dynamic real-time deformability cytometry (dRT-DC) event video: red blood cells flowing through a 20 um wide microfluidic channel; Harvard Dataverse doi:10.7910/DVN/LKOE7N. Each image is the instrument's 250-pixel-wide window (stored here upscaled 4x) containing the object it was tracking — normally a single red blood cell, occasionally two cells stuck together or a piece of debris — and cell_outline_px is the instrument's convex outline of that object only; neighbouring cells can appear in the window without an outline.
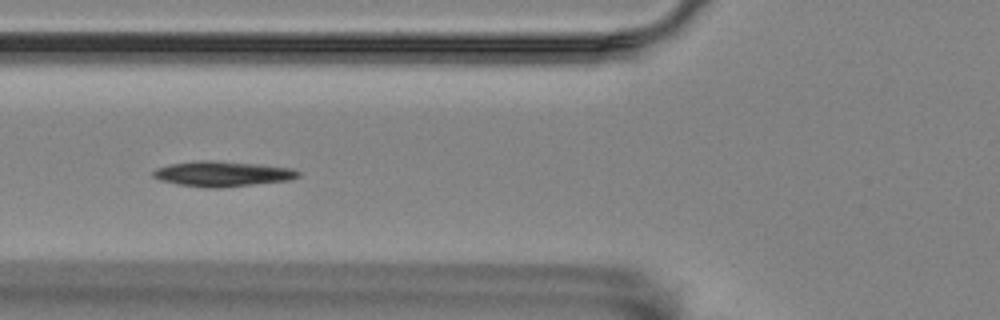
{"species": "Egyptian fruit bat (a non-hibernating species)", "species_latin": "Rousettus aegyptiacus", "temperature_condition": "room temperature", "stored_images_in_passage": 6, "camera_frame_rate_fps": 3000, "um_per_image_px": 0.085, "animal": {"sex": "female"}, "frame": {"image": 1, "passage_image": 4, "time_ms": 1.0, "image_size_px": [1000, 320], "cell_outline_px": [[300, 176], [292, 180], [216, 188], [208, 188], [176, 184], [160, 180], [152, 176], [152, 172], [156, 168], [168, 164], [196, 160], [212, 160], [260, 164], [292, 168], [300, 172]], "centroid_in_image_um": [18.89, 14.77], "position_along_channel_um": 106.9, "area_um2": 21.56}}
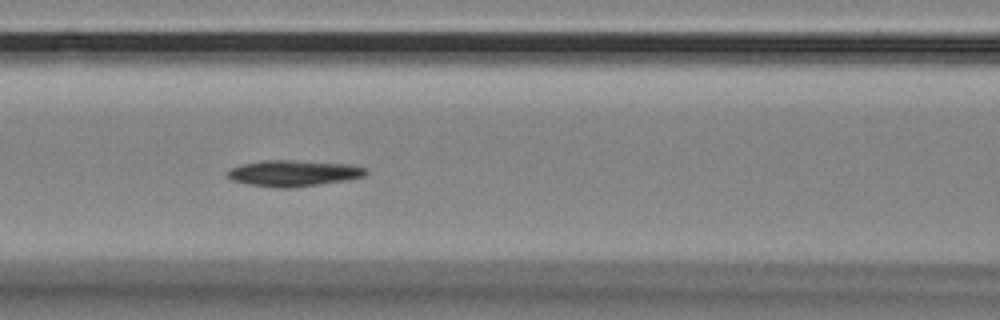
{"frame": {"image": 2, "passage_image": 5, "time_ms": 1.333, "image_size_px": [1000, 320], "cell_outline_px": [[368, 172], [364, 176], [348, 180], [292, 188], [280, 188], [248, 184], [232, 180], [228, 176], [228, 172], [232, 168], [240, 164], [260, 160], [292, 160], [352, 164], [368, 168]], "centroid_in_image_um": [24.99, 14.71], "position_along_channel_um": 141.6, "area_um2": 21.21}}
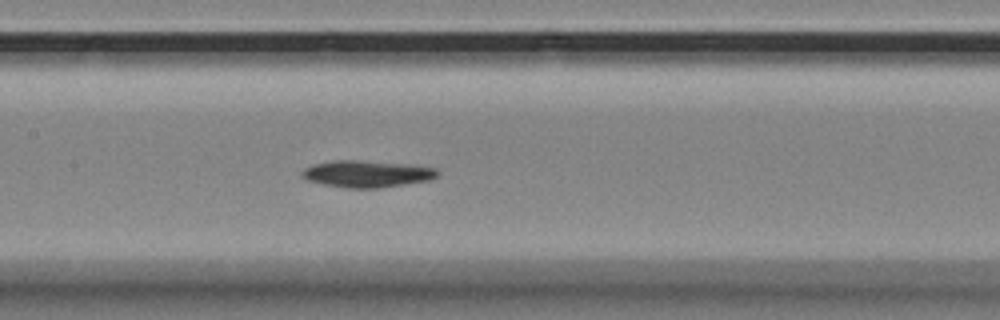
{"frame": {"image": 3, "passage_image": 6, "time_ms": 1.667, "image_size_px": [1000, 320], "cell_outline_px": [[440, 176], [428, 180], [380, 188], [348, 188], [324, 184], [308, 180], [300, 176], [300, 172], [304, 168], [312, 164], [332, 160], [360, 160], [408, 164], [436, 168], [440, 172]], "centroid_in_image_um": [31.18, 14.77], "position_along_channel_um": 176.2, "area_um2": 21.33}}